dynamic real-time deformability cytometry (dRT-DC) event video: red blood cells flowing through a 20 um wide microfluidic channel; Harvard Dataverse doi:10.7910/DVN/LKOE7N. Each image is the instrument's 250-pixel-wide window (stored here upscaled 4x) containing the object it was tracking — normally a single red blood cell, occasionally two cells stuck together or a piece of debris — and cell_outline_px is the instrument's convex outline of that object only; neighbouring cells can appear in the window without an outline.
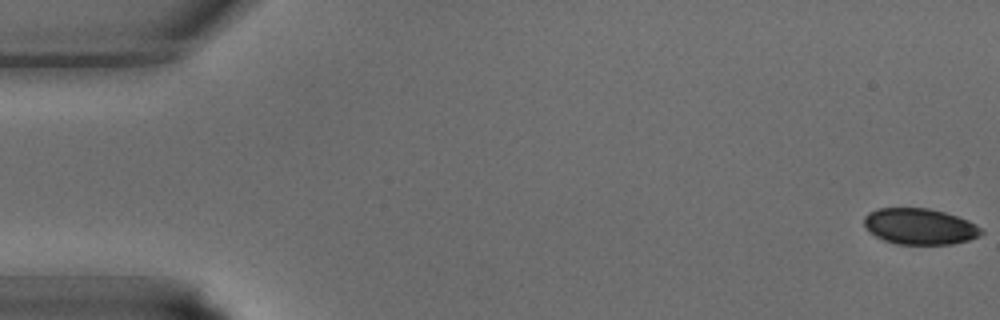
{"species": "common noctule bat (a hibernating species)", "species_latin": "Nyctalus noctula", "temperature_condition": "warm", "stored_images_in_passage": 41, "camera_frame_rate_fps": 3000, "um_per_image_px": 0.085, "animal": {"sex": "male", "body_mass_g": 15.6}, "frame": {"image": 1, "passage_image": 1, "time_ms": 0.0, "image_size_px": [1000, 320], "cell_outline_px": [[984, 232], [980, 236], [968, 240], [952, 244], [896, 244], [884, 240], [876, 236], [864, 224], [864, 216], [868, 212], [876, 208], [928, 208], [944, 212], [968, 220], [976, 224]], "centroid_in_image_um": [78.19, 19.24], "position_along_channel_um": 6.8, "area_um2": 24.57}}
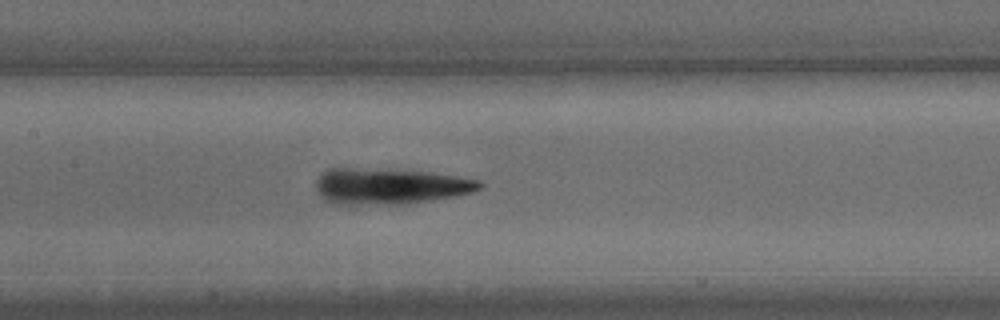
{"frame": {"image": 2, "passage_image": 19, "time_ms": 6.0, "image_size_px": [1000, 320], "cell_outline_px": [[484, 184], [480, 188], [472, 192], [456, 196], [408, 204], [332, 204], [324, 200], [316, 192], [316, 180], [320, 172], [328, 168], [352, 168], [432, 172], [480, 180]], "centroid_in_image_um": [33.1, 15.83], "position_along_channel_um": 174.3, "area_um2": 34.56}}
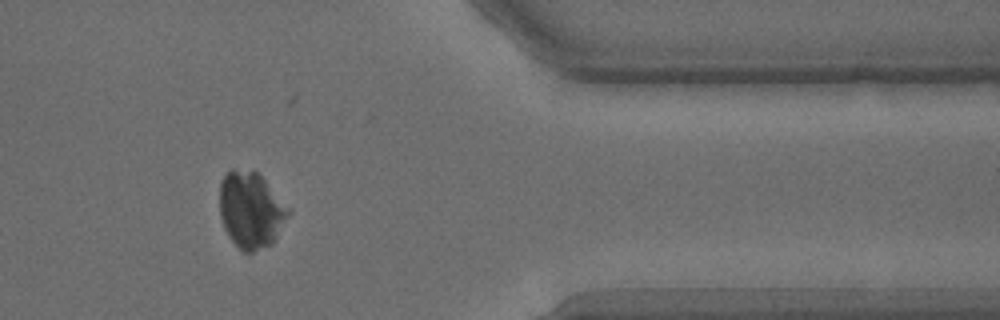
{"frame": {"image": 3, "passage_image": 33, "time_ms": 10.667, "image_size_px": [1000, 320], "cell_outline_px": [[292, 212], [272, 244], [252, 252], [244, 252], [228, 236], [224, 228], [220, 216], [220, 180], [232, 168], [252, 168], [260, 172], [292, 208]], "centroid_in_image_um": [21.38, 17.78], "position_along_channel_um": 390.0, "area_um2": 31.56}}